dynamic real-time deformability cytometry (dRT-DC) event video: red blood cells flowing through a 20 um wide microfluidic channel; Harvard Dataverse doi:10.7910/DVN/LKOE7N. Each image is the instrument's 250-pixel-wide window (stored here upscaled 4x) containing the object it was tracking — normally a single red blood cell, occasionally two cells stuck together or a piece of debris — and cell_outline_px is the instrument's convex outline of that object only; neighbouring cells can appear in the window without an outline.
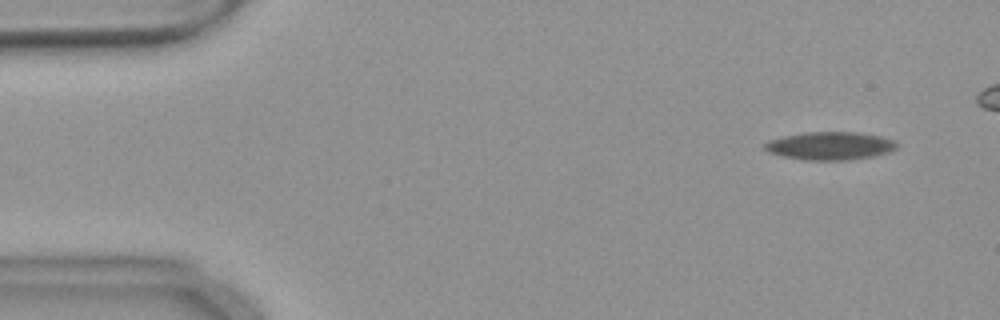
{"species": "common noctule bat (a hibernating species)", "species_latin": "Nyctalus noctula", "temperature_condition": "warm", "stored_images_in_passage": 49, "camera_frame_rate_fps": 3000, "um_per_image_px": 0.085, "animal": {"sex": "female", "body_mass_g": 18.4}, "frame": {"image": 1, "passage_image": 4, "time_ms": 1.0, "image_size_px": [1000, 320], "cell_outline_px": [[896, 148], [888, 152], [872, 156], [848, 160], [808, 160], [784, 156], [768, 152], [764, 148], [764, 144], [768, 140], [784, 136], [804, 132], [856, 132], [880, 136], [892, 140], [896, 144]], "centroid_in_image_um": [70.52, 12.39], "position_along_channel_um": 14.5, "area_um2": 21.33}}
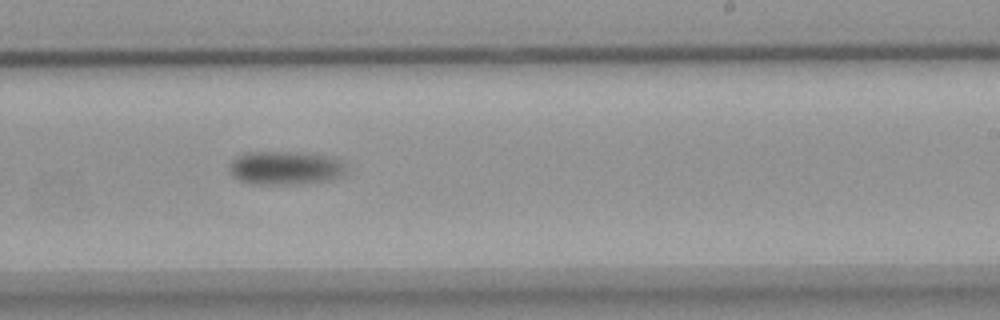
{"frame": {"image": 2, "passage_image": 34, "time_ms": 11.0, "image_size_px": [1000, 320], "cell_outline_px": [[344, 172], [340, 176], [332, 180], [308, 184], [252, 184], [240, 180], [232, 176], [232, 160], [236, 156], [248, 152], [284, 152], [324, 156], [340, 160], [344, 168]], "centroid_in_image_um": [24.24, 14.3], "position_along_channel_um": 264.8, "area_um2": 22.43}}
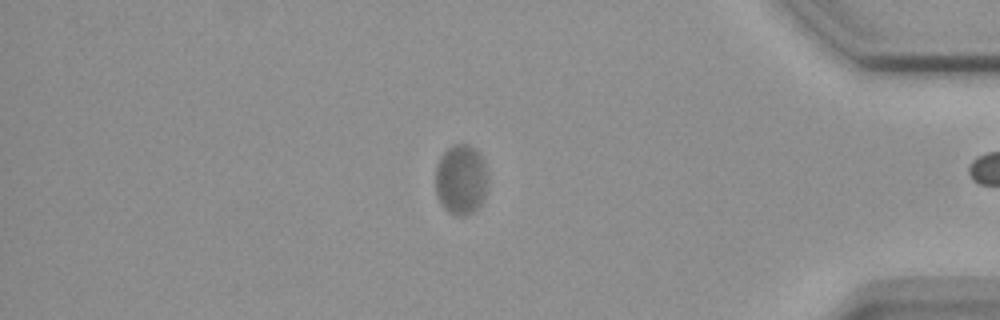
{"frame": {"image": 3, "passage_image": 48, "time_ms": 15.667, "image_size_px": [1000, 320], "cell_outline_px": [[488, 184], [484, 196], [480, 204], [472, 212], [464, 216], [456, 216], [448, 212], [440, 204], [436, 196], [436, 164], [440, 156], [452, 144], [468, 144], [476, 148], [480, 152], [488, 168]], "centroid_in_image_um": [39.2, 15.24], "position_along_channel_um": 396.0, "area_um2": 22.02}, "authors_computed_cell_mechanics": {"area_um2": 21.9062, "velocity_mm_per_s": 3.5439, "shape_relaxation_time_tau1_ms": 4.736, "shape_relaxation_time_tau2_ms": null, "deformation_change_tau1": 0.0935, "deformation_change_tau2": null}}